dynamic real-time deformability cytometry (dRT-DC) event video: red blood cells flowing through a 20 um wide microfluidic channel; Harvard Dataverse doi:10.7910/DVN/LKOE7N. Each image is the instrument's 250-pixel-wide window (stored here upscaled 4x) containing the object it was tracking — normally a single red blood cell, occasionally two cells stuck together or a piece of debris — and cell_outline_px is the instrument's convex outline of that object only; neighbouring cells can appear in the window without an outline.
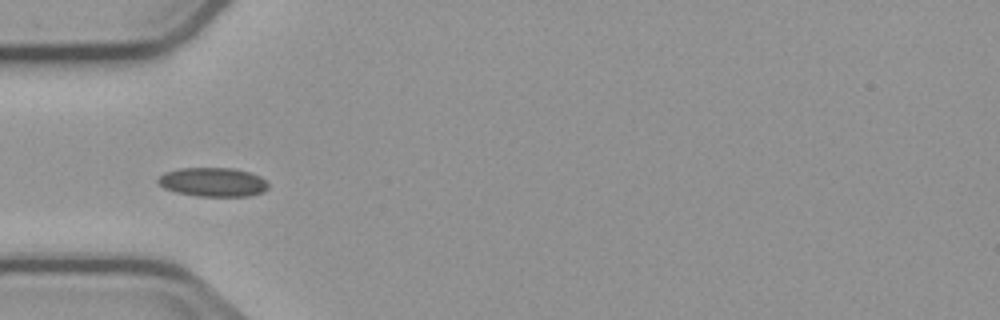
{"species": "common noctule bat (a hibernating species)", "species_latin": "Nyctalus noctula", "temperature_condition": "cold", "stored_images_in_passage": 6, "camera_frame_rate_fps": 3000, "um_per_image_px": 0.085, "animal": {"sex": "male", "body_mass_g": 23.1, "forearm_length_mm": 52.7}, "frame": {"image": 1, "passage_image": 5, "time_ms": 4.667, "image_size_px": [1000, 320], "cell_outline_px": [[268, 188], [264, 192], [248, 196], [196, 196], [176, 192], [164, 188], [156, 184], [156, 180], [164, 172], [180, 168], [232, 168], [248, 172], [260, 176], [268, 184]], "centroid_in_image_um": [18.06, 15.48], "position_along_channel_um": 66.9, "area_um2": 18.73}}
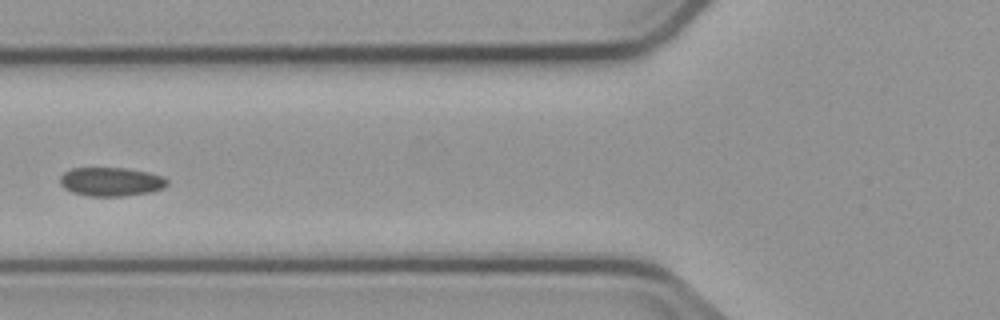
{"frame": {"image": 2, "passage_image": 6, "time_ms": 6.0, "image_size_px": [1000, 320], "cell_outline_px": [[168, 184], [164, 188], [152, 192], [120, 196], [88, 196], [72, 192], [64, 188], [60, 184], [60, 176], [64, 172], [72, 168], [128, 168], [148, 172], [164, 176], [168, 180]], "centroid_in_image_um": [9.46, 15.44], "position_along_channel_um": 116.3, "area_um2": 18.15}}